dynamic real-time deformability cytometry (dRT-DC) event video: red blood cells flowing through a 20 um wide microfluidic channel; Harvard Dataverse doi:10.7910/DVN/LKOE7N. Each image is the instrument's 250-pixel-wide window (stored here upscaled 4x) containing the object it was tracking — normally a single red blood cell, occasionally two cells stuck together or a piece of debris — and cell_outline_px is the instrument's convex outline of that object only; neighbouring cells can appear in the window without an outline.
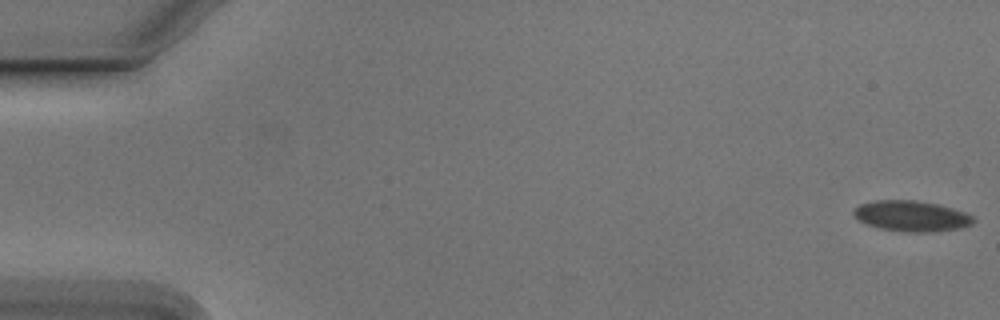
{"species": "Egyptian fruit bat (a non-hibernating species)", "species_latin": "Rousettus aegyptiacus", "temperature_condition": "cold", "stored_images_in_passage": 54, "camera_frame_rate_fps": 3000, "um_per_image_px": 0.085, "animal": {"sex": "male"}, "frame": {"image": 1, "passage_image": 1, "time_ms": 0.0, "image_size_px": [1000, 320], "cell_outline_px": [[976, 220], [972, 224], [956, 228], [928, 232], [904, 232], [880, 228], [868, 224], [860, 220], [852, 212], [860, 204], [876, 200], [916, 200], [936, 204], [952, 208], [964, 212], [972, 216]], "centroid_in_image_um": [77.47, 18.36], "position_along_channel_um": 7.5, "area_um2": 21.04}}
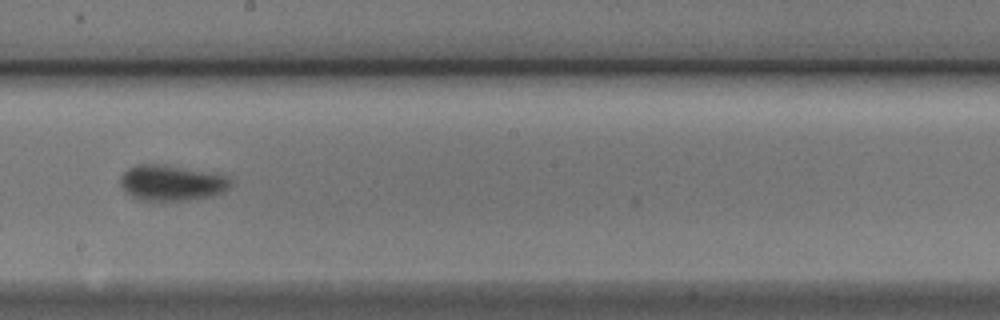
{"frame": {"image": 2, "passage_image": 31, "time_ms": 10.0, "image_size_px": [1000, 320], "cell_outline_px": [[228, 184], [216, 196], [188, 200], [140, 200], [124, 192], [120, 184], [120, 176], [128, 168], [136, 164], [164, 164], [224, 176], [228, 180]], "centroid_in_image_um": [14.46, 15.55], "position_along_channel_um": 233.7, "area_um2": 22.43}}
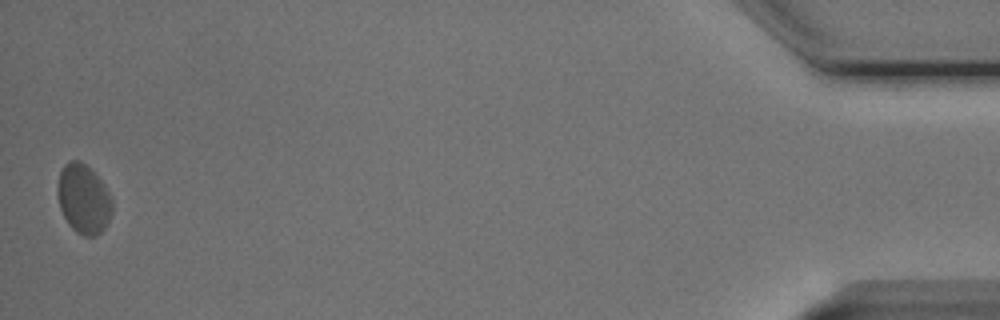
{"frame": {"image": 3, "passage_image": 54, "time_ms": 17.667, "image_size_px": [1000, 320], "cell_outline_px": [[112, 212], [104, 228], [96, 236], [84, 236], [76, 232], [68, 224], [60, 208], [56, 188], [60, 172], [64, 164], [68, 160], [80, 160], [100, 180], [108, 192], [112, 200]], "centroid_in_image_um": [7.07, 16.91], "position_along_channel_um": 428.1, "area_um2": 21.91}, "authors_computed_cell_mechanics": {"area_um2": 21.5883, "velocity_mm_per_s": 3.7597, "shape_relaxation_time_tau1_ms": 1.7269, "shape_relaxation_time_tau2_ms": null, "deformation_change_tau1": 0.0509, "deformation_change_tau2": null}}